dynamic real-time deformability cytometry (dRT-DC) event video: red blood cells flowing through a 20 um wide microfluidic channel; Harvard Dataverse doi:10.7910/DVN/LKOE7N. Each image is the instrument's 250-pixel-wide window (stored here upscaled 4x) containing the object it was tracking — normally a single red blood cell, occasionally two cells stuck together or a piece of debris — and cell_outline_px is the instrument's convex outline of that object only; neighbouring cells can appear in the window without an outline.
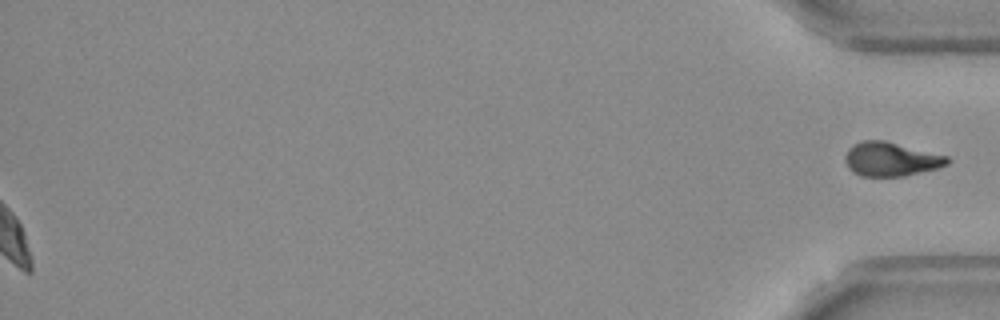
{"species": "Egyptian fruit bat (a non-hibernating species)", "species_latin": "Rousettus aegyptiacus", "temperature_condition": "warm", "stored_images_in_passage": 46, "segment_of_instrument_passage": [2, 2], "camera_frame_rate_fps": 3000, "um_per_image_px": 0.085, "frame": {"image": 1, "passage_image": 46, "time_ms": 15.0, "image_size_px": [1000, 320], "cell_outline_px": [[952, 160], [948, 164], [940, 168], [904, 176], [860, 176], [852, 172], [848, 168], [844, 160], [844, 156], [848, 148], [852, 144], [864, 140], [884, 140], [948, 156]], "centroid_in_image_um": [75.72, 13.53], "position_along_channel_um": 359.5, "area_um2": 20.52}}